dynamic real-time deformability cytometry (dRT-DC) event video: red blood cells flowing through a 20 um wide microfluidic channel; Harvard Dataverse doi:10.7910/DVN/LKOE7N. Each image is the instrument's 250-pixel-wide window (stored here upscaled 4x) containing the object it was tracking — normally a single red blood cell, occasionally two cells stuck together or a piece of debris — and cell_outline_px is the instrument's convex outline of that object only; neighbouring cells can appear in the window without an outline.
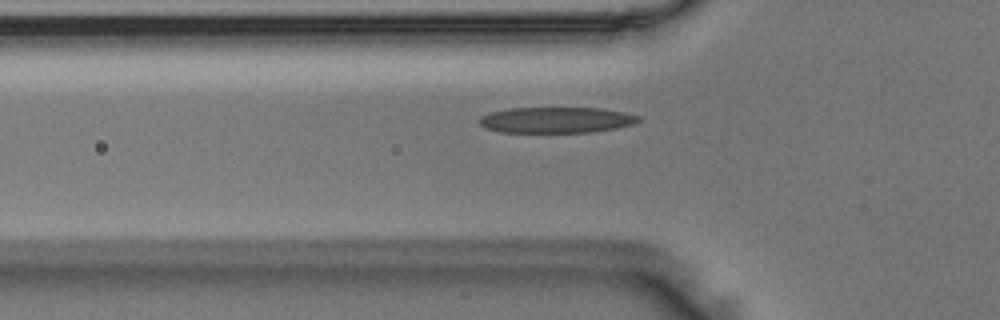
{"species": "Egyptian fruit bat (a non-hibernating species)", "species_latin": "Rousettus aegyptiacus", "temperature_condition": "room temperature", "stored_images_in_passage": 41, "camera_frame_rate_fps": 3000, "um_per_image_px": 0.085, "animal": {"sex": "male"}, "frame": {"image": 1, "passage_image": 10, "time_ms": 3.0, "image_size_px": [1000, 320], "cell_outline_px": [[640, 120], [636, 124], [616, 128], [592, 132], [500, 132], [488, 128], [480, 124], [480, 116], [492, 112], [508, 108], [604, 108], [624, 112], [640, 116]], "centroid_in_image_um": [47.34, 10.19], "position_along_channel_um": 78.5, "area_um2": 23.99}}
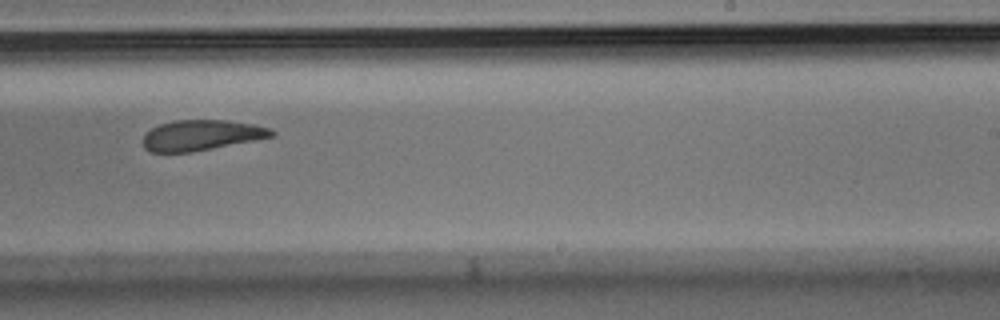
{"frame": {"image": 2, "passage_image": 26, "time_ms": 8.333, "image_size_px": [1000, 320], "cell_outline_px": [[276, 132], [272, 136], [256, 140], [192, 152], [152, 152], [144, 148], [144, 136], [152, 128], [160, 124], [176, 120], [224, 120], [252, 124], [272, 128]], "centroid_in_image_um": [17.15, 11.49], "position_along_channel_um": 271.9, "area_um2": 22.66}}
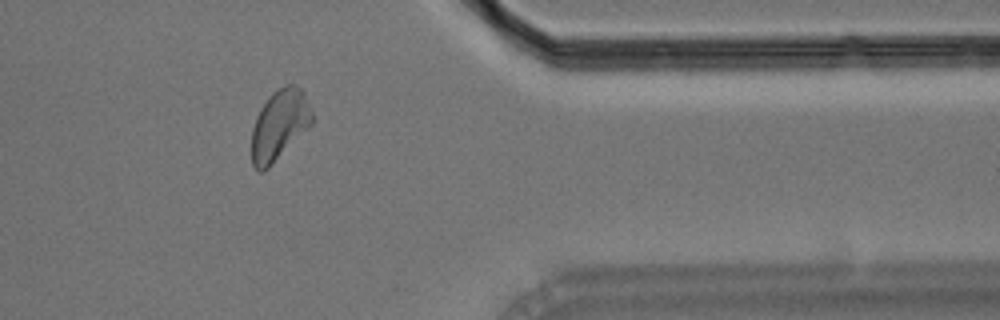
{"frame": {"image": 3, "passage_image": 37, "time_ms": 12.0, "image_size_px": [1000, 320], "cell_outline_px": [[316, 120], [264, 172], [256, 172], [252, 164], [252, 128], [256, 116], [260, 108], [272, 92], [288, 84], [296, 84], [304, 92]], "centroid_in_image_um": [23.76, 10.62], "position_along_channel_um": 387.6, "area_um2": 24.91}}